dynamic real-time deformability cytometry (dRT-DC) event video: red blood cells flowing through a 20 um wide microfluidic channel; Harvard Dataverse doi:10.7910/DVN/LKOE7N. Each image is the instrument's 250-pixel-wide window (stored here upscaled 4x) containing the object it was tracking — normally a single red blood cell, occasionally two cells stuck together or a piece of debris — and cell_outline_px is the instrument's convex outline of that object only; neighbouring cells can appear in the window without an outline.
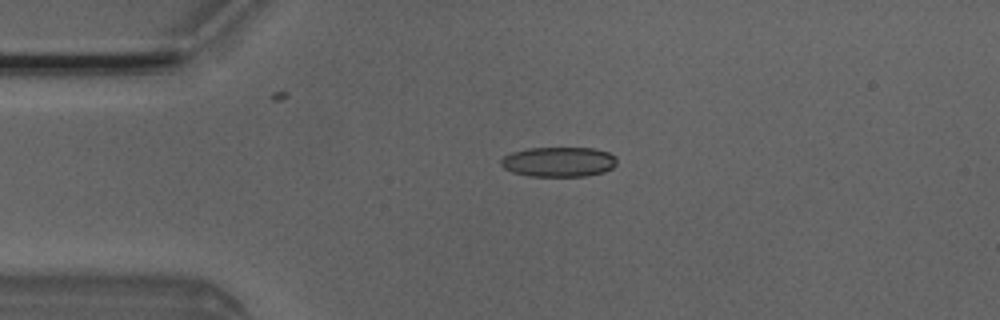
{"species": "Egyptian fruit bat (a non-hibernating species)", "species_latin": "Rousettus aegyptiacus", "temperature_condition": "room temperature", "stored_images_in_passage": 1, "camera_frame_rate_fps": 3000, "um_per_image_px": 0.085, "animal": {"sex": "male"}, "frame": {"image": 1, "passage_image": 1, "time_ms": 0.0, "image_size_px": [1000, 320], "cell_outline_px": [[616, 164], [612, 168], [604, 172], [588, 176], [528, 176], [512, 172], [504, 168], [500, 164], [500, 160], [504, 156], [512, 152], [528, 148], [592, 148], [608, 152], [616, 156]], "centroid_in_image_um": [47.49, 13.76], "position_along_channel_um": 37.5, "area_um2": 20.29}}